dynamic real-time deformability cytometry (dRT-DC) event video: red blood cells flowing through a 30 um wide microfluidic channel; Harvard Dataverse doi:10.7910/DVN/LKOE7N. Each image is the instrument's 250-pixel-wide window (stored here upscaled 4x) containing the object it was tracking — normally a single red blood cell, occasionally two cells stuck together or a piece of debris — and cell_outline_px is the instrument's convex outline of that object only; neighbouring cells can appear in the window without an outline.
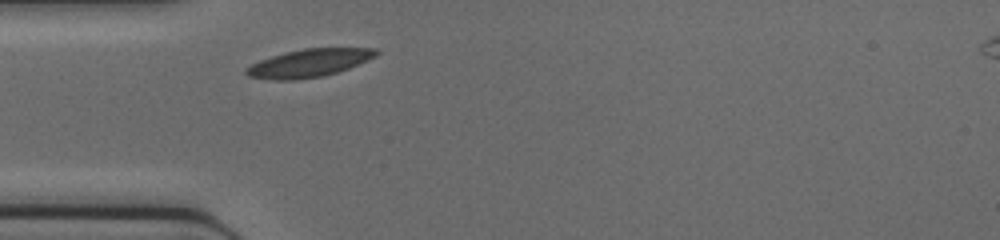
{"species": "common noctule bat (a hibernating species)", "species_latin": "Nyctalus noctula", "temperature_condition": "cold", "stored_images_in_passage": 15, "camera_frame_rate_fps": 3000, "um_per_image_px": 0.085, "animal": {"sex": "female", "body_mass_g": 17.0, "forearm_length_mm": 48.0}, "frame": {"image": 1, "passage_image": 1, "time_ms": 0.0, "image_size_px": [1000, 240], "cell_outline_px": [[380, 52], [376, 56], [368, 60], [348, 68], [336, 72], [320, 76], [296, 80], [276, 80], [248, 76], [244, 72], [244, 68], [260, 60], [284, 52], [304, 48], [376, 48]], "centroid_in_image_um": [26.25, 5.35], "position_along_channel_um": 58.7, "area_um2": 21.04}}
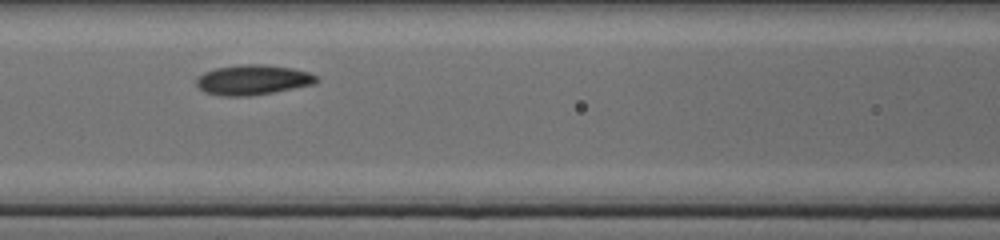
{"frame": {"image": 2, "passage_image": 7, "time_ms": 2.0, "image_size_px": [1000, 240], "cell_outline_px": [[320, 80], [312, 84], [272, 92], [248, 96], [220, 96], [204, 92], [196, 84], [196, 80], [204, 72], [216, 68], [240, 64], [264, 64], [292, 68], [308, 72], [316, 76]], "centroid_in_image_um": [21.46, 6.78], "position_along_channel_um": 145.1, "area_um2": 20.87}}
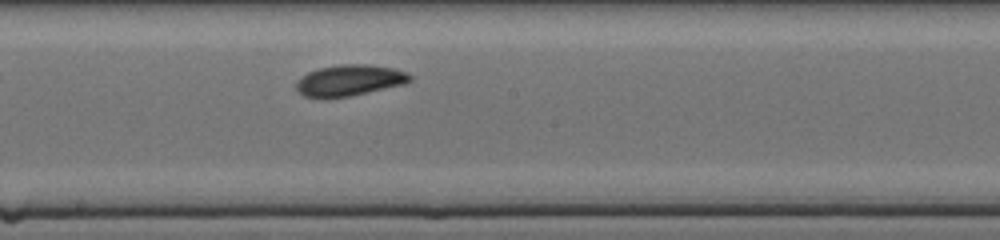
{"frame": {"image": 3, "passage_image": 12, "time_ms": 3.667, "image_size_px": [1000, 240], "cell_outline_px": [[412, 80], [404, 84], [352, 96], [304, 96], [296, 88], [296, 84], [300, 76], [308, 72], [320, 68], [340, 64], [368, 64], [392, 68], [408, 72], [412, 76]], "centroid_in_image_um": [29.76, 6.8], "position_along_channel_um": 218.4, "area_um2": 20.35}}